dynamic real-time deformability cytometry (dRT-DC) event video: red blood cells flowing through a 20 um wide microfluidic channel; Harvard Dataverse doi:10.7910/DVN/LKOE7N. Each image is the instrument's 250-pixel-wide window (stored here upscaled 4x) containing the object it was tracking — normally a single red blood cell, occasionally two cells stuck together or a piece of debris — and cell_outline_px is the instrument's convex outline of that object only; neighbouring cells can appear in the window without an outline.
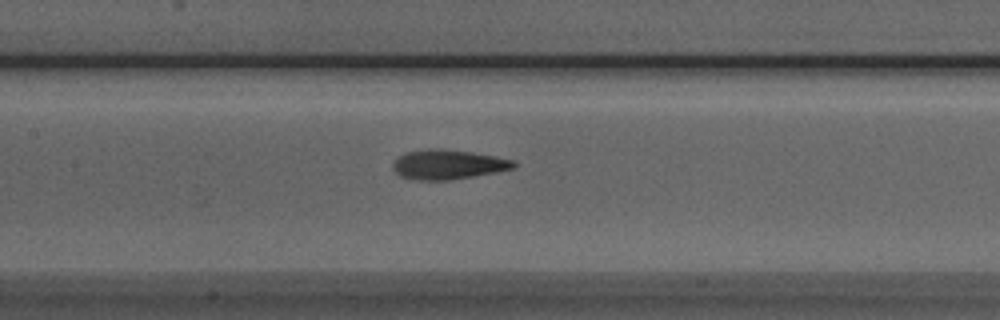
{"species": "Egyptian fruit bat (a non-hibernating species)", "species_latin": "Rousettus aegyptiacus", "temperature_condition": "room temperature", "stored_images_in_passage": 20, "camera_frame_rate_fps": 3000, "um_per_image_px": 0.085, "animal": {"sex": "male"}, "frame": {"image": 1, "passage_image": 15, "time_ms": 4.667, "image_size_px": [1000, 320], "cell_outline_px": [[516, 168], [496, 172], [448, 180], [416, 180], [400, 176], [392, 168], [392, 164], [396, 156], [404, 152], [428, 148], [440, 148], [472, 152], [496, 156], [512, 160], [516, 164]], "centroid_in_image_um": [38.03, 13.97], "position_along_channel_um": 169.4, "area_um2": 21.04}}